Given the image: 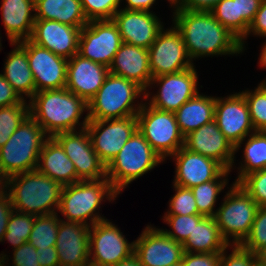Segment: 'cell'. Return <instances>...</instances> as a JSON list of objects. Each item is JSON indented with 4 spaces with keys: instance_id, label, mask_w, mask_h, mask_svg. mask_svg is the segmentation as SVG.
<instances>
[{
    "instance_id": "obj_1",
    "label": "cell",
    "mask_w": 266,
    "mask_h": 266,
    "mask_svg": "<svg viewBox=\"0 0 266 266\" xmlns=\"http://www.w3.org/2000/svg\"><path fill=\"white\" fill-rule=\"evenodd\" d=\"M173 24L180 32L191 60L205 56L238 55L240 40L210 12L174 9Z\"/></svg>"
},
{
    "instance_id": "obj_2",
    "label": "cell",
    "mask_w": 266,
    "mask_h": 266,
    "mask_svg": "<svg viewBox=\"0 0 266 266\" xmlns=\"http://www.w3.org/2000/svg\"><path fill=\"white\" fill-rule=\"evenodd\" d=\"M29 115L40 124L49 137L61 132L86 128L89 118L85 115L88 103L66 88L36 92L28 101ZM77 127V128H76Z\"/></svg>"
},
{
    "instance_id": "obj_3",
    "label": "cell",
    "mask_w": 266,
    "mask_h": 266,
    "mask_svg": "<svg viewBox=\"0 0 266 266\" xmlns=\"http://www.w3.org/2000/svg\"><path fill=\"white\" fill-rule=\"evenodd\" d=\"M63 186L37 169L8 177L13 209L34 216L56 213Z\"/></svg>"
},
{
    "instance_id": "obj_4",
    "label": "cell",
    "mask_w": 266,
    "mask_h": 266,
    "mask_svg": "<svg viewBox=\"0 0 266 266\" xmlns=\"http://www.w3.org/2000/svg\"><path fill=\"white\" fill-rule=\"evenodd\" d=\"M117 195L119 194L114 190L107 177L98 180L77 181L63 186L58 210L68 222L92 226L96 222L106 219L99 214L102 202L114 201L118 197ZM97 210L98 212H96Z\"/></svg>"
},
{
    "instance_id": "obj_5",
    "label": "cell",
    "mask_w": 266,
    "mask_h": 266,
    "mask_svg": "<svg viewBox=\"0 0 266 266\" xmlns=\"http://www.w3.org/2000/svg\"><path fill=\"white\" fill-rule=\"evenodd\" d=\"M141 95L145 98V90L136 82L109 73L96 95L88 102L86 114L89 120L136 116L143 101L137 102V105L134 100Z\"/></svg>"
},
{
    "instance_id": "obj_6",
    "label": "cell",
    "mask_w": 266,
    "mask_h": 266,
    "mask_svg": "<svg viewBox=\"0 0 266 266\" xmlns=\"http://www.w3.org/2000/svg\"><path fill=\"white\" fill-rule=\"evenodd\" d=\"M49 136L30 115L0 148V172L7 178L35 170Z\"/></svg>"
},
{
    "instance_id": "obj_7",
    "label": "cell",
    "mask_w": 266,
    "mask_h": 266,
    "mask_svg": "<svg viewBox=\"0 0 266 266\" xmlns=\"http://www.w3.org/2000/svg\"><path fill=\"white\" fill-rule=\"evenodd\" d=\"M163 162L160 155L137 130L106 166V177L114 190L120 194L131 182Z\"/></svg>"
},
{
    "instance_id": "obj_8",
    "label": "cell",
    "mask_w": 266,
    "mask_h": 266,
    "mask_svg": "<svg viewBox=\"0 0 266 266\" xmlns=\"http://www.w3.org/2000/svg\"><path fill=\"white\" fill-rule=\"evenodd\" d=\"M258 207L238 183L231 185L214 216L221 236L228 244H241L245 240Z\"/></svg>"
},
{
    "instance_id": "obj_9",
    "label": "cell",
    "mask_w": 266,
    "mask_h": 266,
    "mask_svg": "<svg viewBox=\"0 0 266 266\" xmlns=\"http://www.w3.org/2000/svg\"><path fill=\"white\" fill-rule=\"evenodd\" d=\"M136 118L138 131L164 161L184 146L174 112L158 110L145 102Z\"/></svg>"
},
{
    "instance_id": "obj_10",
    "label": "cell",
    "mask_w": 266,
    "mask_h": 266,
    "mask_svg": "<svg viewBox=\"0 0 266 266\" xmlns=\"http://www.w3.org/2000/svg\"><path fill=\"white\" fill-rule=\"evenodd\" d=\"M195 66L177 73H171L151 79L150 87L157 83L159 90L152 97L148 89L144 101L150 106L168 112H176L185 102L193 98L197 89L198 76ZM150 96V97H149Z\"/></svg>"
},
{
    "instance_id": "obj_11",
    "label": "cell",
    "mask_w": 266,
    "mask_h": 266,
    "mask_svg": "<svg viewBox=\"0 0 266 266\" xmlns=\"http://www.w3.org/2000/svg\"><path fill=\"white\" fill-rule=\"evenodd\" d=\"M134 253V241L129 243L121 230L108 219L90 226V266H113Z\"/></svg>"
},
{
    "instance_id": "obj_12",
    "label": "cell",
    "mask_w": 266,
    "mask_h": 266,
    "mask_svg": "<svg viewBox=\"0 0 266 266\" xmlns=\"http://www.w3.org/2000/svg\"><path fill=\"white\" fill-rule=\"evenodd\" d=\"M122 43L113 20H91L81 28L78 54L109 67Z\"/></svg>"
},
{
    "instance_id": "obj_13",
    "label": "cell",
    "mask_w": 266,
    "mask_h": 266,
    "mask_svg": "<svg viewBox=\"0 0 266 266\" xmlns=\"http://www.w3.org/2000/svg\"><path fill=\"white\" fill-rule=\"evenodd\" d=\"M152 78L177 73L194 65L175 26L159 32L148 49Z\"/></svg>"
},
{
    "instance_id": "obj_14",
    "label": "cell",
    "mask_w": 266,
    "mask_h": 266,
    "mask_svg": "<svg viewBox=\"0 0 266 266\" xmlns=\"http://www.w3.org/2000/svg\"><path fill=\"white\" fill-rule=\"evenodd\" d=\"M86 129L94 151L107 166L138 130L136 116L120 119L89 120Z\"/></svg>"
},
{
    "instance_id": "obj_15",
    "label": "cell",
    "mask_w": 266,
    "mask_h": 266,
    "mask_svg": "<svg viewBox=\"0 0 266 266\" xmlns=\"http://www.w3.org/2000/svg\"><path fill=\"white\" fill-rule=\"evenodd\" d=\"M67 157L73 162L77 181L98 180L106 177V165L94 151L86 128L61 132L53 136Z\"/></svg>"
},
{
    "instance_id": "obj_16",
    "label": "cell",
    "mask_w": 266,
    "mask_h": 266,
    "mask_svg": "<svg viewBox=\"0 0 266 266\" xmlns=\"http://www.w3.org/2000/svg\"><path fill=\"white\" fill-rule=\"evenodd\" d=\"M214 120L226 139L235 147V153L244 144L246 137L255 132L248 104L241 91L216 98Z\"/></svg>"
},
{
    "instance_id": "obj_17",
    "label": "cell",
    "mask_w": 266,
    "mask_h": 266,
    "mask_svg": "<svg viewBox=\"0 0 266 266\" xmlns=\"http://www.w3.org/2000/svg\"><path fill=\"white\" fill-rule=\"evenodd\" d=\"M18 43L27 51L36 92L65 88L68 59L33 43L30 39Z\"/></svg>"
},
{
    "instance_id": "obj_18",
    "label": "cell",
    "mask_w": 266,
    "mask_h": 266,
    "mask_svg": "<svg viewBox=\"0 0 266 266\" xmlns=\"http://www.w3.org/2000/svg\"><path fill=\"white\" fill-rule=\"evenodd\" d=\"M134 253L142 266H171L182 261L184 247L150 224L134 241Z\"/></svg>"
},
{
    "instance_id": "obj_19",
    "label": "cell",
    "mask_w": 266,
    "mask_h": 266,
    "mask_svg": "<svg viewBox=\"0 0 266 266\" xmlns=\"http://www.w3.org/2000/svg\"><path fill=\"white\" fill-rule=\"evenodd\" d=\"M175 161L173 185L192 188L216 180L226 169L216 160L192 152L184 146L170 156Z\"/></svg>"
},
{
    "instance_id": "obj_20",
    "label": "cell",
    "mask_w": 266,
    "mask_h": 266,
    "mask_svg": "<svg viewBox=\"0 0 266 266\" xmlns=\"http://www.w3.org/2000/svg\"><path fill=\"white\" fill-rule=\"evenodd\" d=\"M122 41L149 49L164 28L159 17L151 12L119 9L113 16Z\"/></svg>"
},
{
    "instance_id": "obj_21",
    "label": "cell",
    "mask_w": 266,
    "mask_h": 266,
    "mask_svg": "<svg viewBox=\"0 0 266 266\" xmlns=\"http://www.w3.org/2000/svg\"><path fill=\"white\" fill-rule=\"evenodd\" d=\"M184 147L216 160L226 170L231 171L235 165V147L220 131L215 120L185 136Z\"/></svg>"
},
{
    "instance_id": "obj_22",
    "label": "cell",
    "mask_w": 266,
    "mask_h": 266,
    "mask_svg": "<svg viewBox=\"0 0 266 266\" xmlns=\"http://www.w3.org/2000/svg\"><path fill=\"white\" fill-rule=\"evenodd\" d=\"M81 28L55 20L35 19L30 40L66 59L78 53Z\"/></svg>"
},
{
    "instance_id": "obj_23",
    "label": "cell",
    "mask_w": 266,
    "mask_h": 266,
    "mask_svg": "<svg viewBox=\"0 0 266 266\" xmlns=\"http://www.w3.org/2000/svg\"><path fill=\"white\" fill-rule=\"evenodd\" d=\"M90 226L60 219L56 240L59 266H90Z\"/></svg>"
},
{
    "instance_id": "obj_24",
    "label": "cell",
    "mask_w": 266,
    "mask_h": 266,
    "mask_svg": "<svg viewBox=\"0 0 266 266\" xmlns=\"http://www.w3.org/2000/svg\"><path fill=\"white\" fill-rule=\"evenodd\" d=\"M109 73V67L77 53L68 59L65 88L88 103L96 95Z\"/></svg>"
},
{
    "instance_id": "obj_25",
    "label": "cell",
    "mask_w": 266,
    "mask_h": 266,
    "mask_svg": "<svg viewBox=\"0 0 266 266\" xmlns=\"http://www.w3.org/2000/svg\"><path fill=\"white\" fill-rule=\"evenodd\" d=\"M109 72L136 82L146 91L152 79L148 49L123 42L109 66Z\"/></svg>"
},
{
    "instance_id": "obj_26",
    "label": "cell",
    "mask_w": 266,
    "mask_h": 266,
    "mask_svg": "<svg viewBox=\"0 0 266 266\" xmlns=\"http://www.w3.org/2000/svg\"><path fill=\"white\" fill-rule=\"evenodd\" d=\"M1 2L2 22L9 42L17 43L30 39L35 22V0Z\"/></svg>"
},
{
    "instance_id": "obj_27",
    "label": "cell",
    "mask_w": 266,
    "mask_h": 266,
    "mask_svg": "<svg viewBox=\"0 0 266 266\" xmlns=\"http://www.w3.org/2000/svg\"><path fill=\"white\" fill-rule=\"evenodd\" d=\"M36 169L62 186L77 182V174L73 162L67 157L61 145L53 137H49L45 141L39 154Z\"/></svg>"
},
{
    "instance_id": "obj_28",
    "label": "cell",
    "mask_w": 266,
    "mask_h": 266,
    "mask_svg": "<svg viewBox=\"0 0 266 266\" xmlns=\"http://www.w3.org/2000/svg\"><path fill=\"white\" fill-rule=\"evenodd\" d=\"M10 45L14 46V49L5 59L2 75L22 99H30L36 93V87L28 62L27 51L18 42Z\"/></svg>"
},
{
    "instance_id": "obj_29",
    "label": "cell",
    "mask_w": 266,
    "mask_h": 266,
    "mask_svg": "<svg viewBox=\"0 0 266 266\" xmlns=\"http://www.w3.org/2000/svg\"><path fill=\"white\" fill-rule=\"evenodd\" d=\"M216 96H206L199 92L185 102L175 117L182 135L185 137L201 126L214 120Z\"/></svg>"
},
{
    "instance_id": "obj_30",
    "label": "cell",
    "mask_w": 266,
    "mask_h": 266,
    "mask_svg": "<svg viewBox=\"0 0 266 266\" xmlns=\"http://www.w3.org/2000/svg\"><path fill=\"white\" fill-rule=\"evenodd\" d=\"M35 19L55 20L79 28L89 22L80 0H35Z\"/></svg>"
},
{
    "instance_id": "obj_31",
    "label": "cell",
    "mask_w": 266,
    "mask_h": 266,
    "mask_svg": "<svg viewBox=\"0 0 266 266\" xmlns=\"http://www.w3.org/2000/svg\"><path fill=\"white\" fill-rule=\"evenodd\" d=\"M182 245L188 253H221L229 244L221 236L215 218L204 216Z\"/></svg>"
},
{
    "instance_id": "obj_32",
    "label": "cell",
    "mask_w": 266,
    "mask_h": 266,
    "mask_svg": "<svg viewBox=\"0 0 266 266\" xmlns=\"http://www.w3.org/2000/svg\"><path fill=\"white\" fill-rule=\"evenodd\" d=\"M243 159L238 176L233 183H238L244 176L266 169V131H255L249 135L243 150Z\"/></svg>"
},
{
    "instance_id": "obj_33",
    "label": "cell",
    "mask_w": 266,
    "mask_h": 266,
    "mask_svg": "<svg viewBox=\"0 0 266 266\" xmlns=\"http://www.w3.org/2000/svg\"><path fill=\"white\" fill-rule=\"evenodd\" d=\"M230 170H225L216 180L201 183L191 188L198 212L204 216L214 217L216 211L214 209L218 195L224 190L228 184V175Z\"/></svg>"
},
{
    "instance_id": "obj_34",
    "label": "cell",
    "mask_w": 266,
    "mask_h": 266,
    "mask_svg": "<svg viewBox=\"0 0 266 266\" xmlns=\"http://www.w3.org/2000/svg\"><path fill=\"white\" fill-rule=\"evenodd\" d=\"M59 221L60 217L58 218V213L35 216L28 242L36 249L55 246Z\"/></svg>"
},
{
    "instance_id": "obj_35",
    "label": "cell",
    "mask_w": 266,
    "mask_h": 266,
    "mask_svg": "<svg viewBox=\"0 0 266 266\" xmlns=\"http://www.w3.org/2000/svg\"><path fill=\"white\" fill-rule=\"evenodd\" d=\"M210 13L240 41L246 36L250 25L238 17L237 0H221Z\"/></svg>"
},
{
    "instance_id": "obj_36",
    "label": "cell",
    "mask_w": 266,
    "mask_h": 266,
    "mask_svg": "<svg viewBox=\"0 0 266 266\" xmlns=\"http://www.w3.org/2000/svg\"><path fill=\"white\" fill-rule=\"evenodd\" d=\"M34 219V215L13 210L2 242L7 240L11 245H13V249L28 242Z\"/></svg>"
},
{
    "instance_id": "obj_37",
    "label": "cell",
    "mask_w": 266,
    "mask_h": 266,
    "mask_svg": "<svg viewBox=\"0 0 266 266\" xmlns=\"http://www.w3.org/2000/svg\"><path fill=\"white\" fill-rule=\"evenodd\" d=\"M29 116V103L0 107V148Z\"/></svg>"
},
{
    "instance_id": "obj_38",
    "label": "cell",
    "mask_w": 266,
    "mask_h": 266,
    "mask_svg": "<svg viewBox=\"0 0 266 266\" xmlns=\"http://www.w3.org/2000/svg\"><path fill=\"white\" fill-rule=\"evenodd\" d=\"M204 217L202 214L194 215H164L163 221L172 228L171 230L162 229L163 232L173 240L183 243L195 226Z\"/></svg>"
},
{
    "instance_id": "obj_39",
    "label": "cell",
    "mask_w": 266,
    "mask_h": 266,
    "mask_svg": "<svg viewBox=\"0 0 266 266\" xmlns=\"http://www.w3.org/2000/svg\"><path fill=\"white\" fill-rule=\"evenodd\" d=\"M175 194L169 200V209L165 215L200 214L191 188L173 185Z\"/></svg>"
},
{
    "instance_id": "obj_40",
    "label": "cell",
    "mask_w": 266,
    "mask_h": 266,
    "mask_svg": "<svg viewBox=\"0 0 266 266\" xmlns=\"http://www.w3.org/2000/svg\"><path fill=\"white\" fill-rule=\"evenodd\" d=\"M241 245L254 254L266 246V206L258 207L250 233Z\"/></svg>"
},
{
    "instance_id": "obj_41",
    "label": "cell",
    "mask_w": 266,
    "mask_h": 266,
    "mask_svg": "<svg viewBox=\"0 0 266 266\" xmlns=\"http://www.w3.org/2000/svg\"><path fill=\"white\" fill-rule=\"evenodd\" d=\"M248 104L255 131H266V97L257 89L241 92Z\"/></svg>"
},
{
    "instance_id": "obj_42",
    "label": "cell",
    "mask_w": 266,
    "mask_h": 266,
    "mask_svg": "<svg viewBox=\"0 0 266 266\" xmlns=\"http://www.w3.org/2000/svg\"><path fill=\"white\" fill-rule=\"evenodd\" d=\"M83 12L88 21L112 20L120 9L121 0H80Z\"/></svg>"
},
{
    "instance_id": "obj_43",
    "label": "cell",
    "mask_w": 266,
    "mask_h": 266,
    "mask_svg": "<svg viewBox=\"0 0 266 266\" xmlns=\"http://www.w3.org/2000/svg\"><path fill=\"white\" fill-rule=\"evenodd\" d=\"M238 184L250 195L258 206H266V169L244 176Z\"/></svg>"
},
{
    "instance_id": "obj_44",
    "label": "cell",
    "mask_w": 266,
    "mask_h": 266,
    "mask_svg": "<svg viewBox=\"0 0 266 266\" xmlns=\"http://www.w3.org/2000/svg\"><path fill=\"white\" fill-rule=\"evenodd\" d=\"M229 247L233 249L227 255L226 249ZM256 260V254L244 248L241 244H229L221 252L220 266H253Z\"/></svg>"
},
{
    "instance_id": "obj_45",
    "label": "cell",
    "mask_w": 266,
    "mask_h": 266,
    "mask_svg": "<svg viewBox=\"0 0 266 266\" xmlns=\"http://www.w3.org/2000/svg\"><path fill=\"white\" fill-rule=\"evenodd\" d=\"M12 266H40L39 254L29 242L13 249Z\"/></svg>"
},
{
    "instance_id": "obj_46",
    "label": "cell",
    "mask_w": 266,
    "mask_h": 266,
    "mask_svg": "<svg viewBox=\"0 0 266 266\" xmlns=\"http://www.w3.org/2000/svg\"><path fill=\"white\" fill-rule=\"evenodd\" d=\"M221 253L184 252L182 266H220Z\"/></svg>"
},
{
    "instance_id": "obj_47",
    "label": "cell",
    "mask_w": 266,
    "mask_h": 266,
    "mask_svg": "<svg viewBox=\"0 0 266 266\" xmlns=\"http://www.w3.org/2000/svg\"><path fill=\"white\" fill-rule=\"evenodd\" d=\"M256 35L266 38V0H262L260 7L255 15L254 20L250 24L249 30L246 36L240 41L243 51L245 50V41L248 35Z\"/></svg>"
},
{
    "instance_id": "obj_48",
    "label": "cell",
    "mask_w": 266,
    "mask_h": 266,
    "mask_svg": "<svg viewBox=\"0 0 266 266\" xmlns=\"http://www.w3.org/2000/svg\"><path fill=\"white\" fill-rule=\"evenodd\" d=\"M221 0H176L171 7L187 11L210 12Z\"/></svg>"
},
{
    "instance_id": "obj_49",
    "label": "cell",
    "mask_w": 266,
    "mask_h": 266,
    "mask_svg": "<svg viewBox=\"0 0 266 266\" xmlns=\"http://www.w3.org/2000/svg\"><path fill=\"white\" fill-rule=\"evenodd\" d=\"M24 101L0 73V107L21 104Z\"/></svg>"
},
{
    "instance_id": "obj_50",
    "label": "cell",
    "mask_w": 266,
    "mask_h": 266,
    "mask_svg": "<svg viewBox=\"0 0 266 266\" xmlns=\"http://www.w3.org/2000/svg\"><path fill=\"white\" fill-rule=\"evenodd\" d=\"M261 2L262 0H237L238 17H242L250 25Z\"/></svg>"
},
{
    "instance_id": "obj_51",
    "label": "cell",
    "mask_w": 266,
    "mask_h": 266,
    "mask_svg": "<svg viewBox=\"0 0 266 266\" xmlns=\"http://www.w3.org/2000/svg\"><path fill=\"white\" fill-rule=\"evenodd\" d=\"M13 210L11 199L7 193L3 198L0 199V242H2L10 215Z\"/></svg>"
},
{
    "instance_id": "obj_52",
    "label": "cell",
    "mask_w": 266,
    "mask_h": 266,
    "mask_svg": "<svg viewBox=\"0 0 266 266\" xmlns=\"http://www.w3.org/2000/svg\"><path fill=\"white\" fill-rule=\"evenodd\" d=\"M36 253L39 254L40 266H59V259L55 246H50L45 249L37 248Z\"/></svg>"
},
{
    "instance_id": "obj_53",
    "label": "cell",
    "mask_w": 266,
    "mask_h": 266,
    "mask_svg": "<svg viewBox=\"0 0 266 266\" xmlns=\"http://www.w3.org/2000/svg\"><path fill=\"white\" fill-rule=\"evenodd\" d=\"M123 2V0H121ZM127 5L122 9L151 12L150 8L156 0H125Z\"/></svg>"
},
{
    "instance_id": "obj_54",
    "label": "cell",
    "mask_w": 266,
    "mask_h": 266,
    "mask_svg": "<svg viewBox=\"0 0 266 266\" xmlns=\"http://www.w3.org/2000/svg\"><path fill=\"white\" fill-rule=\"evenodd\" d=\"M113 266H142L139 257L132 253L129 257L121 260L119 263Z\"/></svg>"
},
{
    "instance_id": "obj_55",
    "label": "cell",
    "mask_w": 266,
    "mask_h": 266,
    "mask_svg": "<svg viewBox=\"0 0 266 266\" xmlns=\"http://www.w3.org/2000/svg\"><path fill=\"white\" fill-rule=\"evenodd\" d=\"M7 190H8V178L3 173L0 172V199L7 194Z\"/></svg>"
},
{
    "instance_id": "obj_56",
    "label": "cell",
    "mask_w": 266,
    "mask_h": 266,
    "mask_svg": "<svg viewBox=\"0 0 266 266\" xmlns=\"http://www.w3.org/2000/svg\"><path fill=\"white\" fill-rule=\"evenodd\" d=\"M256 257L261 264L266 265V246L256 253Z\"/></svg>"
},
{
    "instance_id": "obj_57",
    "label": "cell",
    "mask_w": 266,
    "mask_h": 266,
    "mask_svg": "<svg viewBox=\"0 0 266 266\" xmlns=\"http://www.w3.org/2000/svg\"><path fill=\"white\" fill-rule=\"evenodd\" d=\"M259 66L266 68V42L262 46V51L260 53V58H259Z\"/></svg>"
},
{
    "instance_id": "obj_58",
    "label": "cell",
    "mask_w": 266,
    "mask_h": 266,
    "mask_svg": "<svg viewBox=\"0 0 266 266\" xmlns=\"http://www.w3.org/2000/svg\"><path fill=\"white\" fill-rule=\"evenodd\" d=\"M9 260L8 255L1 253L0 254V266H9V263L7 262ZM8 264V265H5Z\"/></svg>"
},
{
    "instance_id": "obj_59",
    "label": "cell",
    "mask_w": 266,
    "mask_h": 266,
    "mask_svg": "<svg viewBox=\"0 0 266 266\" xmlns=\"http://www.w3.org/2000/svg\"><path fill=\"white\" fill-rule=\"evenodd\" d=\"M257 89L266 97V79L260 82Z\"/></svg>"
},
{
    "instance_id": "obj_60",
    "label": "cell",
    "mask_w": 266,
    "mask_h": 266,
    "mask_svg": "<svg viewBox=\"0 0 266 266\" xmlns=\"http://www.w3.org/2000/svg\"><path fill=\"white\" fill-rule=\"evenodd\" d=\"M253 266H266V265H263L261 264L258 260H256L253 264Z\"/></svg>"
},
{
    "instance_id": "obj_61",
    "label": "cell",
    "mask_w": 266,
    "mask_h": 266,
    "mask_svg": "<svg viewBox=\"0 0 266 266\" xmlns=\"http://www.w3.org/2000/svg\"><path fill=\"white\" fill-rule=\"evenodd\" d=\"M175 1H176V0H168V2H169L170 4H172V5L175 3Z\"/></svg>"
},
{
    "instance_id": "obj_62",
    "label": "cell",
    "mask_w": 266,
    "mask_h": 266,
    "mask_svg": "<svg viewBox=\"0 0 266 266\" xmlns=\"http://www.w3.org/2000/svg\"><path fill=\"white\" fill-rule=\"evenodd\" d=\"M171 266H182L181 262Z\"/></svg>"
},
{
    "instance_id": "obj_63",
    "label": "cell",
    "mask_w": 266,
    "mask_h": 266,
    "mask_svg": "<svg viewBox=\"0 0 266 266\" xmlns=\"http://www.w3.org/2000/svg\"><path fill=\"white\" fill-rule=\"evenodd\" d=\"M0 35H1V34H0ZM1 38H2V37H0V51H1V49H2V48H1V47H2V45H1V44H2V43H1Z\"/></svg>"
}]
</instances>
